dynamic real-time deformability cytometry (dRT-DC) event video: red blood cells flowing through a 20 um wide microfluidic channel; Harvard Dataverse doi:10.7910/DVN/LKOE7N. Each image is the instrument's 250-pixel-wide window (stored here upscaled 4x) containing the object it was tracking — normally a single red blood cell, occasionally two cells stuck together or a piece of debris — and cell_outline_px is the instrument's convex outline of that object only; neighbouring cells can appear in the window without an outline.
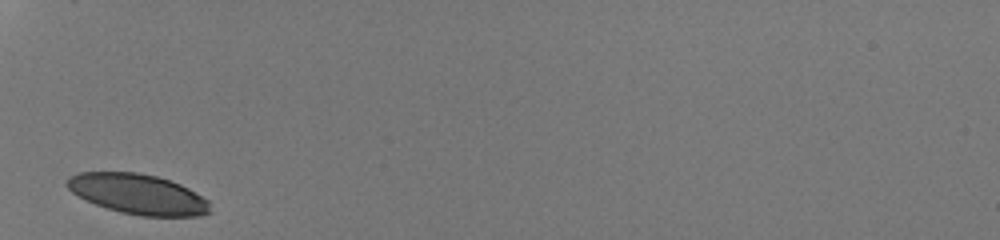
{"species": "human", "species_latin": "Homo sapiens", "temperature_condition": "room temperature", "stored_images_in_passage": 25, "camera_frame_rate_fps": 3000, "um_per_image_px": 0.085, "donor": {"sex": "male"}, "frame": {"image": 1, "passage_image": 1, "time_ms": 0.0, "image_size_px": [1000, 240], "cell_outline_px": [[212, 212], [200, 216], [140, 216], [120, 212], [84, 200], [72, 192], [64, 184], [68, 176], [80, 172], [136, 172], [156, 176], [180, 184], [188, 188], [208, 200]], "centroid_in_image_um": [11.71, 16.5], "position_along_channel_um": 73.3, "area_um2": 33.58}}
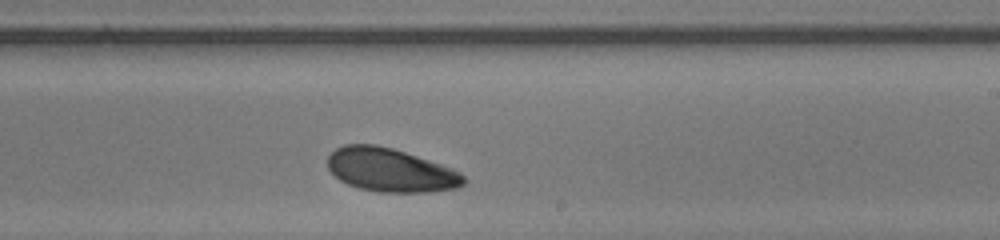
{"frame": {"image": 2, "passage_image": 15, "time_ms": 4.667, "image_size_px": [1000, 240], "cell_outline_px": [[464, 184], [460, 188], [432, 192], [376, 192], [360, 188], [348, 184], [340, 180], [328, 168], [328, 156], [336, 148], [344, 144], [376, 144], [392, 148], [440, 164], [460, 172], [464, 176]], "centroid_in_image_um": [33.19, 14.46], "position_along_channel_um": 255.8, "area_um2": 34.39}}
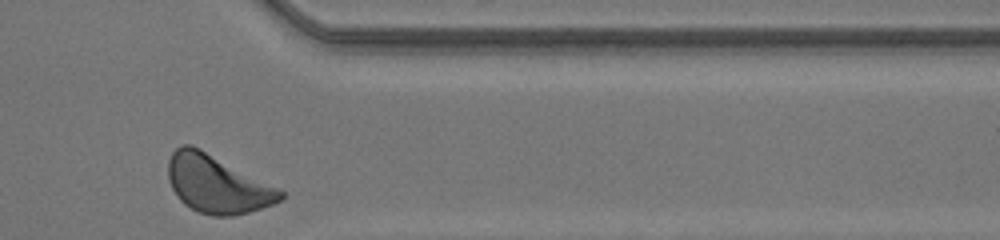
{"frame": {"image": 3, "passage_image": 25, "time_ms": 8.0, "image_size_px": [1000, 240], "cell_outline_px": [[284, 196], [280, 200], [272, 204], [248, 212], [232, 216], [212, 216], [200, 212], [184, 204], [180, 200], [172, 188], [168, 180], [168, 160], [172, 152], [180, 144], [192, 144], [200, 148], [284, 192]], "centroid_in_image_um": [18.39, 15.64], "position_along_channel_um": 393.0, "area_um2": 37.22}, "authors_computed_cell_mechanics": {"area_um2": 34.6222, "velocity_mm_per_s": 4.1464, "shape_relaxation_time_tau1_ms": 2.1204, "shape_relaxation_time_tau2_ms": null, "deformation_change_tau1": 0.0986, "deformation_change_tau2": null}}